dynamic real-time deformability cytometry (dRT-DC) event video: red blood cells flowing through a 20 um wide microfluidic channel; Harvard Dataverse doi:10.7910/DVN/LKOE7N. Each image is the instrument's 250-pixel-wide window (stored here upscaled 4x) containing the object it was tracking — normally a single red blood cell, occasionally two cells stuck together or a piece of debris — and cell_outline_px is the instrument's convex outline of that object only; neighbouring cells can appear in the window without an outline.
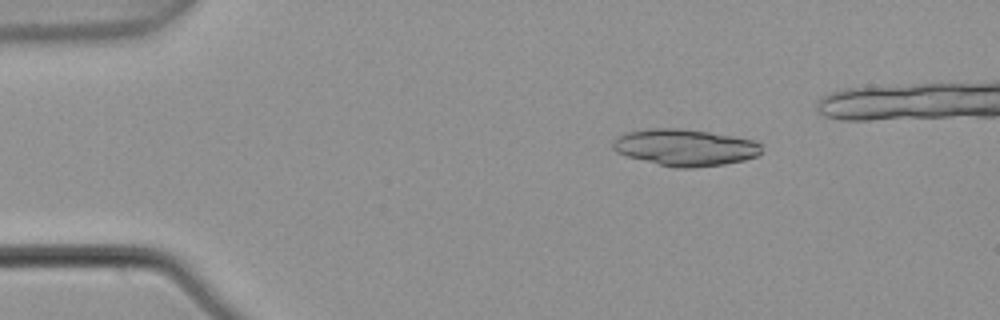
{"species": "common noctule bat (a hibernating species)", "species_latin": "Nyctalus noctula", "temperature_condition": "warm", "stored_images_in_passage": 4, "camera_frame_rate_fps": 3000, "um_per_image_px": 0.085, "animal": {"sex": "male", "body_mass_g": 21.5, "forearm_length_mm": 52.0}, "frame": {"image": 1, "passage_image": 2, "time_ms": 0.333, "image_size_px": [1000, 320], "cell_outline_px": [[760, 152], [756, 156], [744, 160], [724, 164], [692, 168], [676, 168], [628, 156], [616, 152], [612, 148], [612, 144], [616, 136], [628, 132], [652, 128], [676, 128], [708, 132], [732, 136], [752, 140], [760, 144]], "centroid_in_image_um": [58.2, 12.53], "position_along_channel_um": 26.8, "area_um2": 31.39}}